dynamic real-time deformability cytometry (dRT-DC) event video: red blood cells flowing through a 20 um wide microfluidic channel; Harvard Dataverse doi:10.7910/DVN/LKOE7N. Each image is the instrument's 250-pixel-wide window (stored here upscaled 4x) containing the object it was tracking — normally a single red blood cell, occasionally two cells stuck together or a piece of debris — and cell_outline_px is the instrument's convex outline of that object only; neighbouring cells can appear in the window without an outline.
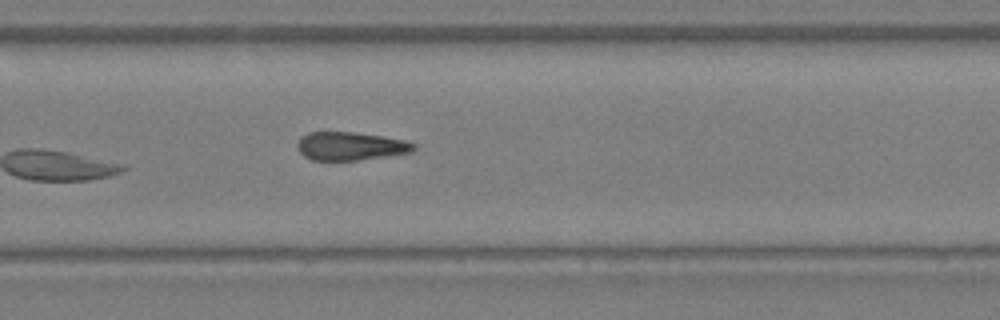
{"species": "Egyptian fruit bat (a non-hibernating species)", "species_latin": "Rousettus aegyptiacus", "temperature_condition": "warm", "stored_images_in_passage": 22, "camera_frame_rate_fps": 3000, "um_per_image_px": 0.085, "animal": {"sex": "female"}, "frame": {"image": 1, "passage_image": 22, "time_ms": 7.0, "image_size_px": [1000, 320], "cell_outline_px": [[416, 148], [412, 152], [360, 160], [312, 160], [304, 156], [300, 152], [296, 144], [300, 136], [308, 132], [352, 132], [380, 136], [404, 140], [416, 144]], "centroid_in_image_um": [29.76, 12.42], "position_along_channel_um": 300.0, "area_um2": 19.19}}